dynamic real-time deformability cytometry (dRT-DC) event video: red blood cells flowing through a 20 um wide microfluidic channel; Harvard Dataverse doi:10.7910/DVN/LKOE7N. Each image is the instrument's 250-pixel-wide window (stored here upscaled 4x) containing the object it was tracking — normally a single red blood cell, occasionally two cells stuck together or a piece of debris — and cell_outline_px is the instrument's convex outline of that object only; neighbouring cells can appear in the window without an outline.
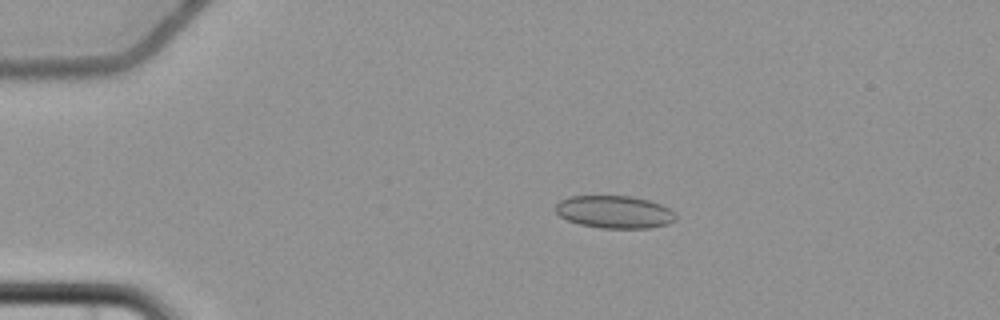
{"species": "common noctule bat (a hibernating species)", "species_latin": "Nyctalus noctula", "temperature_condition": "cold", "stored_images_in_passage": 5, "camera_frame_rate_fps": 3000, "um_per_image_px": 0.085, "animal": {"sex": "female", "body_mass_g": 22.7, "forearm_length_mm": 54.2}, "frame": {"image": 1, "passage_image": 2, "time_ms": 1.333, "image_size_px": [1000, 320], "cell_outline_px": [[676, 220], [668, 224], [648, 228], [600, 228], [580, 224], [568, 220], [560, 216], [556, 212], [556, 204], [560, 200], [568, 196], [632, 196], [648, 200], [660, 204], [676, 212]], "centroid_in_image_um": [52.24, 18.01], "position_along_channel_um": 32.8, "area_um2": 22.89}}
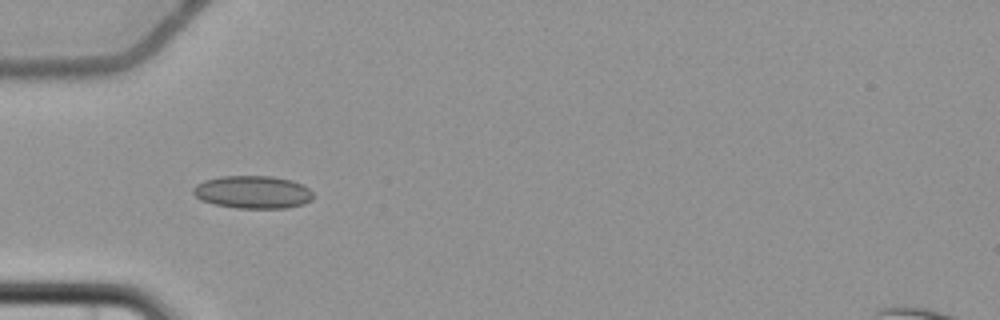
{"frame": {"image": 2, "passage_image": 4, "time_ms": 3.667, "image_size_px": [1000, 320], "cell_outline_px": [[312, 200], [304, 204], [288, 208], [236, 208], [216, 204], [200, 200], [192, 192], [192, 188], [196, 184], [204, 180], [220, 176], [272, 176], [292, 180], [308, 188], [312, 192]], "centroid_in_image_um": [21.47, 16.33], "position_along_channel_um": 63.5, "area_um2": 23.0}}
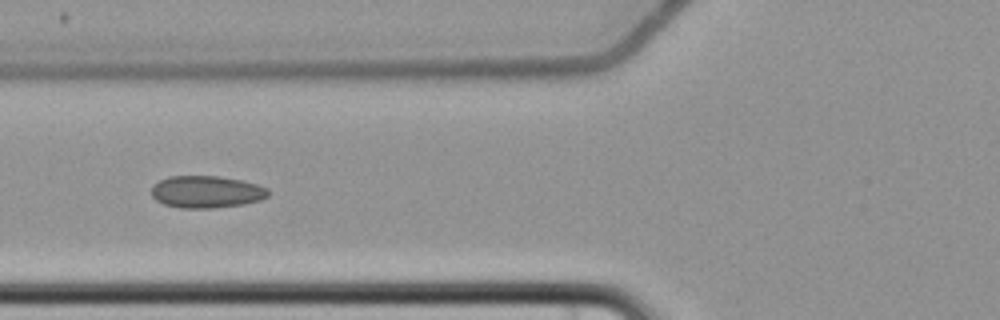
{"frame": {"image": 3, "passage_image": 5, "time_ms": 5.0, "image_size_px": [1000, 320], "cell_outline_px": [[268, 196], [260, 200], [244, 204], [212, 208], [180, 208], [164, 204], [156, 200], [152, 196], [152, 184], [168, 176], [220, 176], [240, 180], [256, 184], [268, 188]], "centroid_in_image_um": [17.53, 16.3], "position_along_channel_um": 108.3, "area_um2": 21.91}}